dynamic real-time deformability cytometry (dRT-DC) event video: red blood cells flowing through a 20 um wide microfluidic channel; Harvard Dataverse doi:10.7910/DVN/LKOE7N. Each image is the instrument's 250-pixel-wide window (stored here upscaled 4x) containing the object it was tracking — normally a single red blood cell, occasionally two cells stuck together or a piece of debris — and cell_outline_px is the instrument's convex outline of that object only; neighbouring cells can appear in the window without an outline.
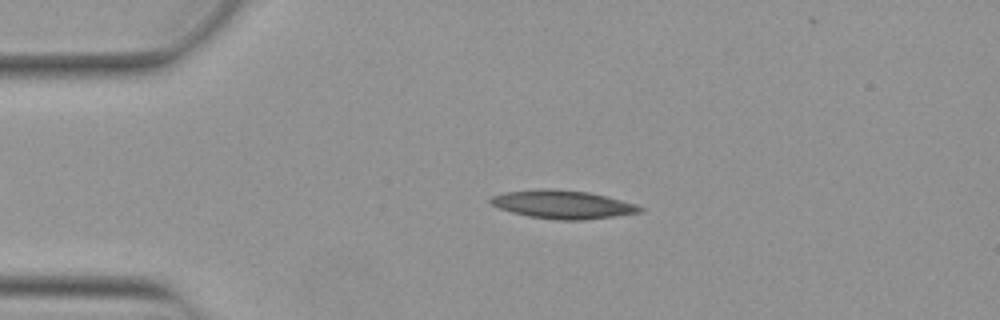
{"species": "Egyptian fruit bat (a non-hibernating species)", "species_latin": "Rousettus aegyptiacus", "temperature_condition": "warm", "stored_images_in_passage": 18, "camera_frame_rate_fps": 3000, "um_per_image_px": 0.085, "animal": {"sex": "female"}, "frame": {"image": 1, "passage_image": 10, "time_ms": 3.0, "image_size_px": [1000, 320], "cell_outline_px": [[644, 212], [616, 216], [580, 220], [560, 220], [528, 216], [512, 212], [500, 208], [492, 204], [488, 200], [492, 196], [504, 192], [540, 188], [552, 188], [588, 192], [636, 204], [644, 208]], "centroid_in_image_um": [47.83, 17.37], "position_along_channel_um": 37.2, "area_um2": 24.62}}
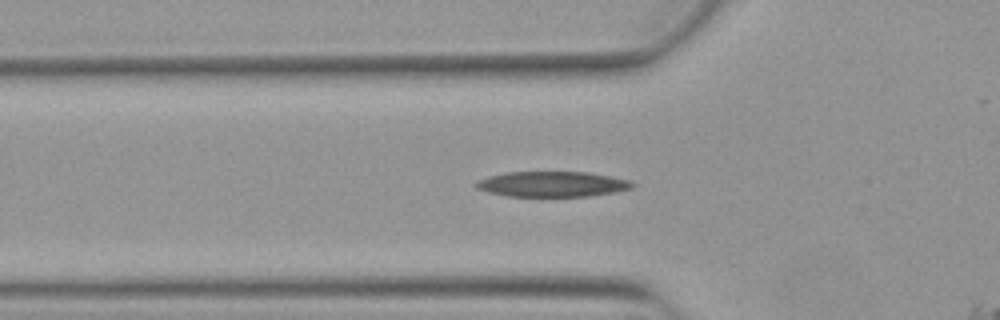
{"frame": {"image": 2, "passage_image": 16, "time_ms": 5.0, "image_size_px": [1000, 320], "cell_outline_px": [[636, 184], [632, 188], [616, 192], [588, 196], [508, 196], [488, 192], [476, 188], [472, 184], [476, 180], [488, 176], [508, 172], [588, 172], [632, 180]], "centroid_in_image_um": [46.94, 15.65], "position_along_channel_um": 78.9, "area_um2": 23.29}}